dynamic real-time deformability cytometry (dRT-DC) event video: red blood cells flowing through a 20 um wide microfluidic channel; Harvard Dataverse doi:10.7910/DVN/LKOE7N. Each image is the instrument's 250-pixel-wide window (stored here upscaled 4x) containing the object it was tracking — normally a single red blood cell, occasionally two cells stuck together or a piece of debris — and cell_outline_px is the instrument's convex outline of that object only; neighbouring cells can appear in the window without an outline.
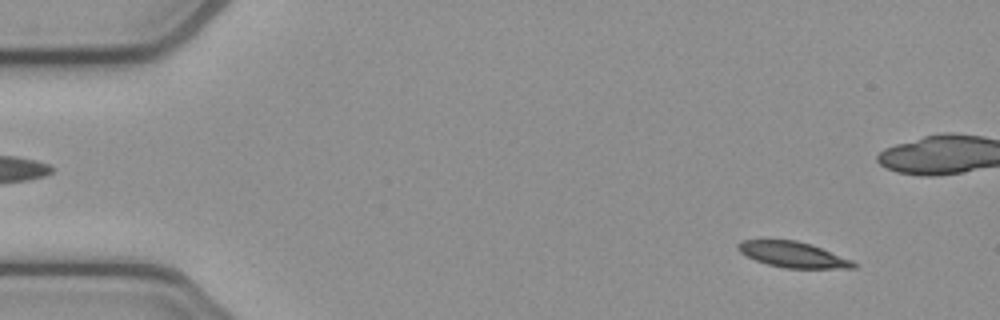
{"species": "common noctule bat (a hibernating species)", "species_latin": "Nyctalus noctula", "temperature_condition": "cold", "stored_images_in_passage": 6, "camera_frame_rate_fps": 3000, "um_per_image_px": 0.085, "animal": {"sex": "female", "body_mass_g": 21.9}, "frame": {"image": 1, "passage_image": 1, "time_ms": 0.0, "image_size_px": [1000, 320], "cell_outline_px": [[856, 268], [784, 268], [768, 264], [756, 260], [740, 252], [736, 248], [736, 244], [740, 240], [796, 240], [812, 244], [852, 260], [856, 264]], "centroid_in_image_um": [67.39, 21.63], "position_along_channel_um": 17.6, "area_um2": 17.22}}
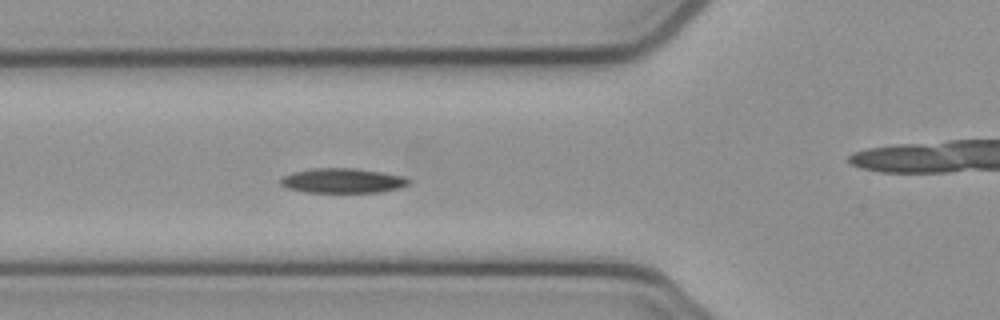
{"frame": {"image": 2, "passage_image": 5, "time_ms": 1.333, "image_size_px": [1000, 320], "cell_outline_px": [[412, 184], [400, 188], [380, 192], [304, 192], [288, 188], [280, 184], [280, 180], [284, 176], [292, 172], [312, 168], [356, 168], [404, 176], [412, 180]], "centroid_in_image_um": [29.17, 15.35], "position_along_channel_um": 96.6, "area_um2": 18.61}}